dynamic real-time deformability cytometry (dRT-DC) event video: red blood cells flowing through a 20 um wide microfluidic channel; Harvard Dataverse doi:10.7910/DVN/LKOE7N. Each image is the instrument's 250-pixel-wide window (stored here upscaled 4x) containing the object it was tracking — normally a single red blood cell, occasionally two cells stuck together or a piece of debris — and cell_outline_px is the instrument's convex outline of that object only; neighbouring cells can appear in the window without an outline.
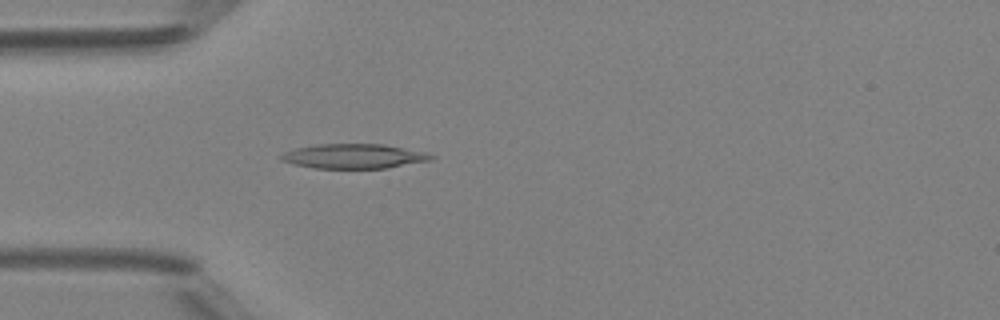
{"species": "Egyptian fruit bat (a non-hibernating species)", "species_latin": "Rousettus aegyptiacus", "temperature_condition": "room temperature", "stored_images_in_passage": 49, "camera_frame_rate_fps": 3000, "um_per_image_px": 0.085, "animal": {"sex": "female"}, "frame": {"image": 1, "passage_image": 14, "time_ms": 4.333, "image_size_px": [1000, 320], "cell_outline_px": [[436, 156], [432, 160], [384, 168], [316, 168], [292, 164], [280, 160], [276, 156], [284, 152], [296, 148], [316, 144], [384, 144], [424, 152]], "centroid_in_image_um": [30.02, 13.27], "position_along_channel_um": 55.0, "area_um2": 21.5}}
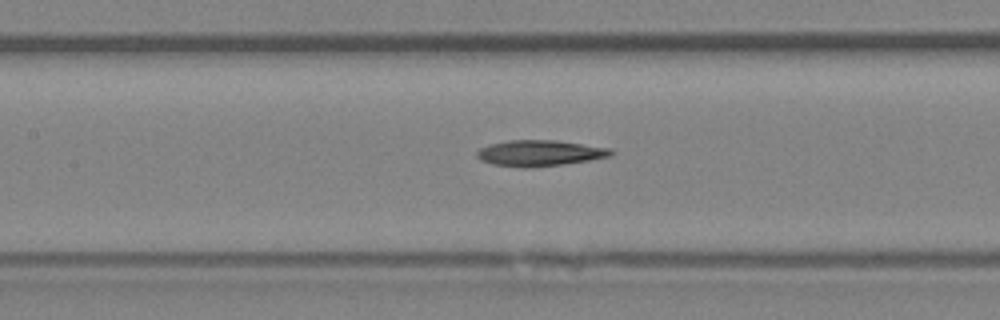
{"frame": {"image": 2, "passage_image": 22, "time_ms": 7.0, "image_size_px": [1000, 320], "cell_outline_px": [[612, 156], [564, 164], [528, 168], [520, 168], [492, 164], [480, 160], [476, 156], [476, 152], [480, 148], [492, 144], [508, 140], [556, 140], [608, 148], [612, 152]], "centroid_in_image_um": [45.82, 13.02], "position_along_channel_um": 161.6, "area_um2": 20.17}}
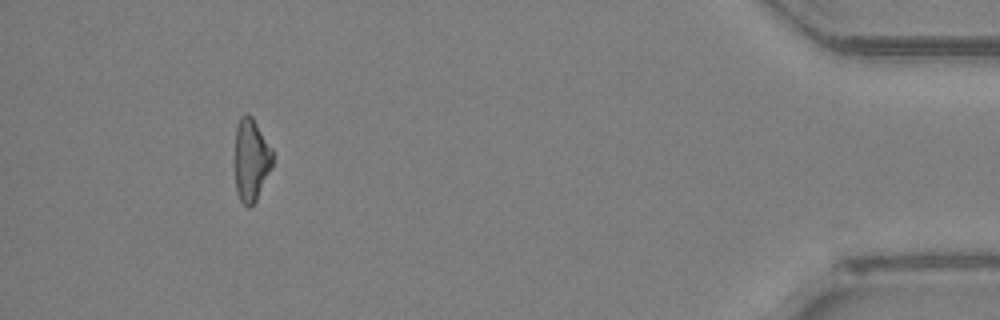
{"frame": {"image": 3, "passage_image": 45, "time_ms": 14.667, "image_size_px": [1000, 320], "cell_outline_px": [[272, 168], [256, 200], [248, 208], [240, 200], [236, 192], [232, 164], [236, 124], [240, 116], [248, 112], [252, 116], [272, 148]], "centroid_in_image_um": [21.28, 13.56], "position_along_channel_um": 413.9, "area_um2": 19.07}, "authors_computed_cell_mechanics": {"area_um2": 20.1144, "velocity_mm_per_s": 4.1992, "shape_relaxation_time_tau1_ms": 6.8207, "shape_relaxation_time_tau2_ms": 7.1562, "deformation_change_tau1": 0.1738, "deformation_change_tau2": 0.199}}